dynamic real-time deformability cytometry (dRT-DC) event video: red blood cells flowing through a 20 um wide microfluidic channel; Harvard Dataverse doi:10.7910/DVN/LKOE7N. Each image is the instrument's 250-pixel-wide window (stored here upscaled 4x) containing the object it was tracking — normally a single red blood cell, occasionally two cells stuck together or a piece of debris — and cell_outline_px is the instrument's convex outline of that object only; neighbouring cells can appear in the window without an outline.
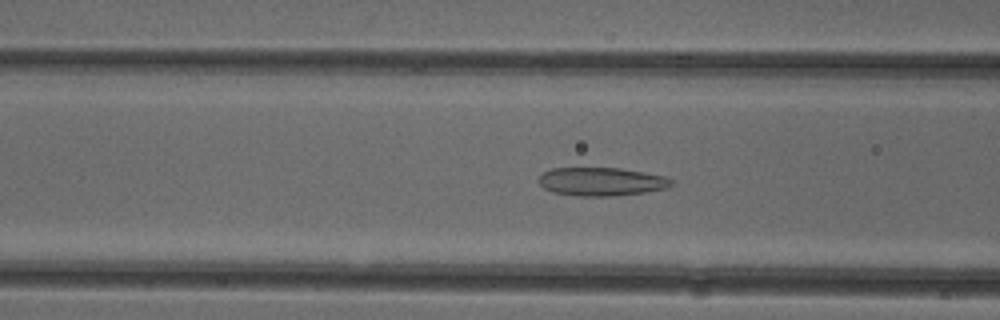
{"species": "common noctule bat (a hibernating species)", "species_latin": "Nyctalus noctula", "temperature_condition": "cold", "stored_images_in_passage": 51, "camera_frame_rate_fps": 3000, "um_per_image_px": 0.085, "animal": {"sex": "female"}, "frame": {"image": 1, "passage_image": 19, "time_ms": 6.0, "image_size_px": [1000, 320], "cell_outline_px": [[672, 184], [668, 188], [644, 192], [616, 196], [580, 196], [552, 192], [544, 188], [536, 180], [544, 172], [552, 168], [620, 168], [668, 176], [672, 180]], "centroid_in_image_um": [51.13, 15.43], "position_along_channel_um": 115.5, "area_um2": 22.08}}
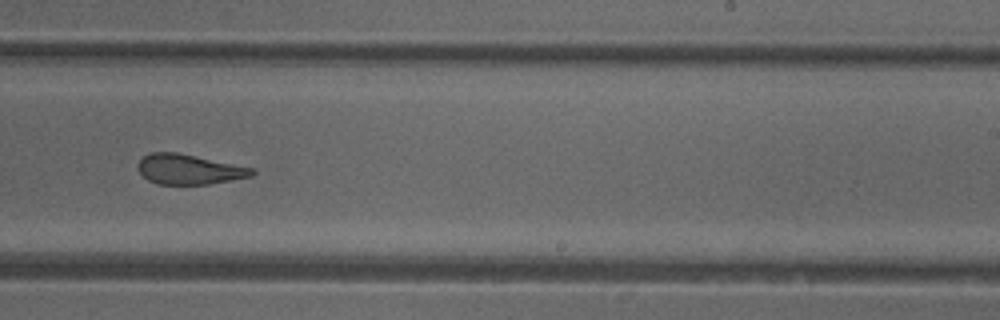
{"frame": {"image": 2, "passage_image": 31, "time_ms": 10.0, "image_size_px": [1000, 320], "cell_outline_px": [[256, 172], [252, 176], [232, 180], [208, 184], [156, 184], [148, 180], [136, 168], [136, 164], [144, 156], [152, 152], [176, 152], [256, 168]], "centroid_in_image_um": [16.08, 14.39], "position_along_channel_um": 272.9, "area_um2": 20.06}}
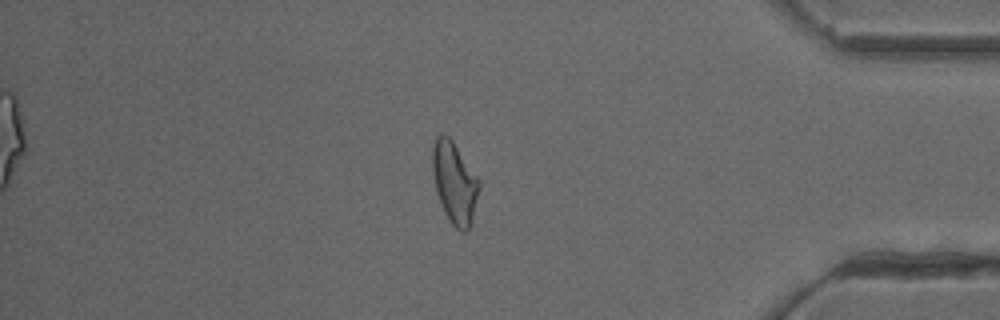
{"frame": {"image": 3, "passage_image": 43, "time_ms": 14.0, "image_size_px": [1000, 320], "cell_outline_px": [[480, 184], [468, 232], [460, 232], [448, 220], [440, 204], [436, 192], [432, 172], [432, 148], [436, 136], [440, 132], [448, 136], [452, 140], [480, 180]], "centroid_in_image_um": [38.6, 15.51], "position_along_channel_um": 396.6, "area_um2": 22.2}, "authors_computed_cell_mechanics": {"area_um2": 22.7154, "velocity_mm_per_s": 3.9265, "shape_relaxation_time_tau1_ms": null, "shape_relaxation_time_tau2_ms": 2.308, "deformation_change_tau1": null, "deformation_change_tau2": 0.0985}}